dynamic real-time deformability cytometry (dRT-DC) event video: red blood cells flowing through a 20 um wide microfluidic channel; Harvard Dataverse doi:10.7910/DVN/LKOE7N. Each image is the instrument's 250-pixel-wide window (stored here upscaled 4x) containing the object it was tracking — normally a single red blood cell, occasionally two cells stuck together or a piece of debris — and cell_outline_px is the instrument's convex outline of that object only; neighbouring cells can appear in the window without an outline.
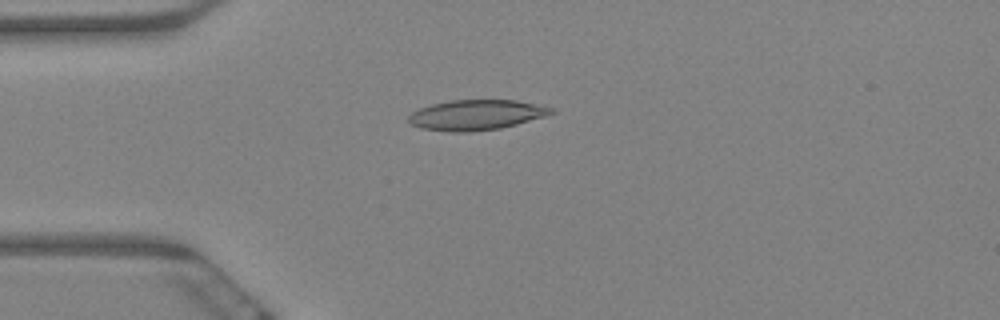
{"species": "Egyptian fruit bat (a non-hibernating species)", "species_latin": "Rousettus aegyptiacus", "temperature_condition": "warm", "stored_images_in_passage": 60, "camera_frame_rate_fps": 3000, "um_per_image_px": 0.085, "animal": {"sex": "female"}, "frame": {"image": 1, "passage_image": 15, "time_ms": 4.667, "image_size_px": [1000, 320], "cell_outline_px": [[556, 112], [544, 116], [516, 124], [500, 128], [468, 132], [452, 132], [420, 128], [408, 124], [408, 116], [412, 112], [420, 108], [432, 104], [448, 100], [516, 100], [556, 108]], "centroid_in_image_um": [40.46, 9.76], "position_along_channel_um": 44.5, "area_um2": 25.2}}
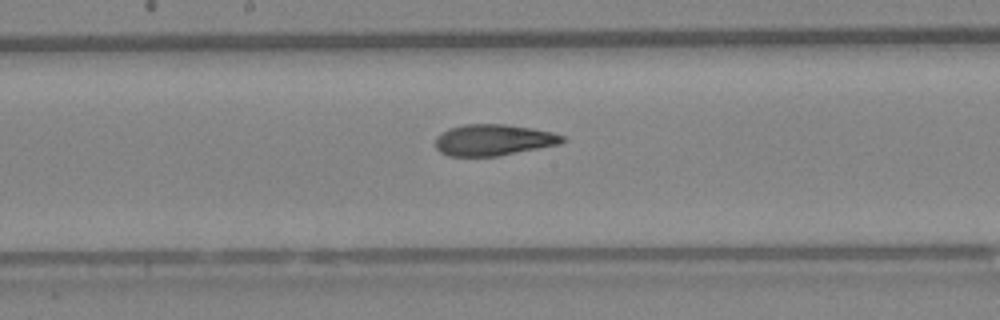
{"frame": {"image": 2, "passage_image": 31, "time_ms": 10.0, "image_size_px": [1000, 320], "cell_outline_px": [[568, 140], [560, 144], [496, 156], [448, 156], [440, 152], [436, 148], [436, 136], [440, 132], [448, 128], [464, 124], [504, 124], [532, 128], [552, 132], [564, 136]], "centroid_in_image_um": [41.93, 11.89], "position_along_channel_um": 206.3, "area_um2": 23.24}}
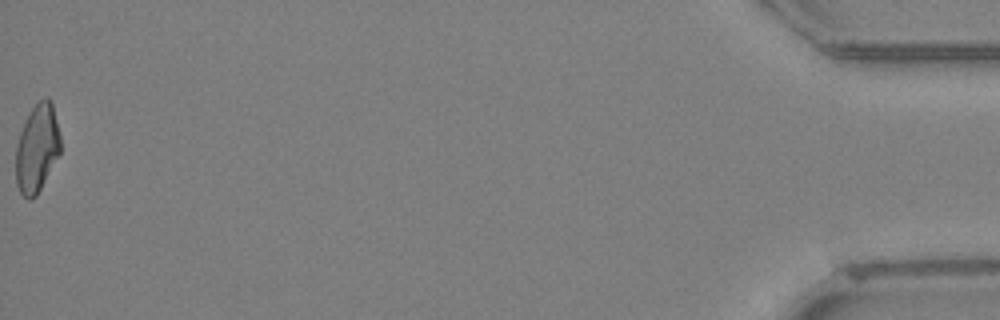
{"frame": {"image": 3, "passage_image": 60, "time_ms": 19.667, "image_size_px": [1000, 320], "cell_outline_px": [[60, 152], [36, 196], [32, 200], [28, 200], [20, 192], [16, 184], [16, 144], [20, 132], [28, 112], [44, 96], [48, 96], [52, 100], [60, 136]], "centroid_in_image_um": [3.14, 12.57], "position_along_channel_um": 432.1, "area_um2": 22.95}, "authors_computed_cell_mechanics": {"area_um2": 23.6402, "velocity_mm_per_s": 3.3908, "shape_relaxation_time_tau1_ms": null, "shape_relaxation_time_tau2_ms": 3.7277, "deformation_change_tau1": null, "deformation_change_tau2": 0.1319}}